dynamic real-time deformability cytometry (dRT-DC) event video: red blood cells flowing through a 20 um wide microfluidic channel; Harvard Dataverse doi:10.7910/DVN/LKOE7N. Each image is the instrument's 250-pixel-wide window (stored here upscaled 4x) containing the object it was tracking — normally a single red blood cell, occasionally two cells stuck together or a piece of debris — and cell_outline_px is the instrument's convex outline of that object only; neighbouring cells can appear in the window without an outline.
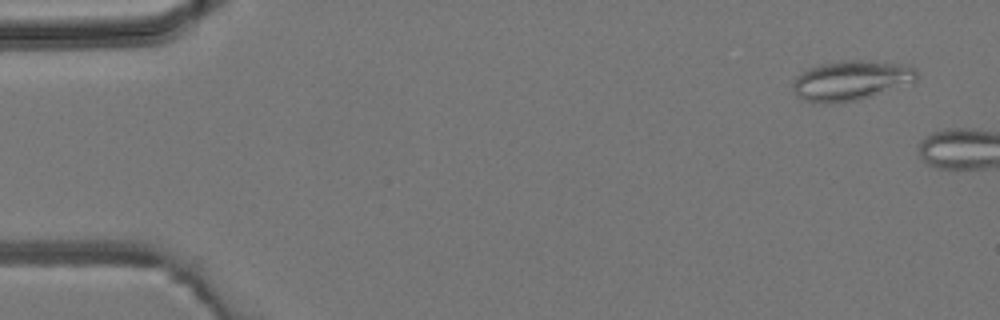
{"species": "common noctule bat (a hibernating species)", "species_latin": "Nyctalus noctula", "temperature_condition": "room temperature", "stored_images_in_passage": 2, "camera_frame_rate_fps": 3000, "um_per_image_px": 0.085, "animal": {"sex": "male", "body_mass_g": 19.2, "forearm_length_mm": 51.8}, "frame": {"image": 1, "passage_image": 1, "time_ms": 0.0, "image_size_px": [1000, 320], "cell_outline_px": [[916, 80], [872, 96], [856, 100], [836, 104], [820, 104], [804, 100], [796, 96], [792, 88], [792, 84], [796, 76], [808, 68], [820, 64], [840, 60], [872, 60], [912, 64], [916, 68]], "centroid_in_image_um": [72.31, 6.83], "position_along_channel_um": 12.7, "area_um2": 29.25}}